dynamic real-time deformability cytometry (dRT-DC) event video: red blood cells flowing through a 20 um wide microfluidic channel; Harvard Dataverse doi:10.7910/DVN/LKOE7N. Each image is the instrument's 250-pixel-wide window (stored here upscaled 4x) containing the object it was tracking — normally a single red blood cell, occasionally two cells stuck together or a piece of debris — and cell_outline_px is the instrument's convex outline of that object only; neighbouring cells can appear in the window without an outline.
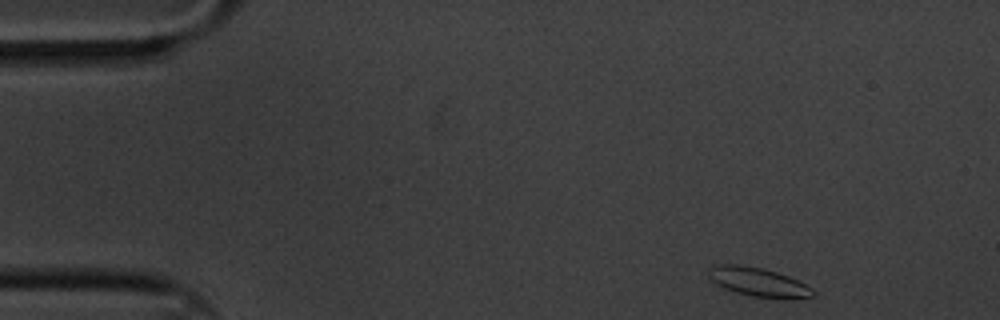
{"species": "common noctule bat (a hibernating species)", "species_latin": "Nyctalus noctula", "temperature_condition": "cold", "stored_images_in_passage": 4, "camera_frame_rate_fps": 3000, "um_per_image_px": 0.085, "animal": {"sex": "male", "body_mass_g": 20.1, "forearm_length_mm": 53.5}, "frame": {"image": 1, "passage_image": 1, "time_ms": 0.0, "image_size_px": [1000, 320], "cell_outline_px": [[816, 296], [752, 296], [736, 292], [724, 288], [716, 284], [708, 276], [708, 268], [720, 264], [736, 264], [760, 268], [776, 272], [788, 276], [812, 288], [816, 292]], "centroid_in_image_um": [64.37, 23.93], "position_along_channel_um": 20.6, "area_um2": 16.76}}
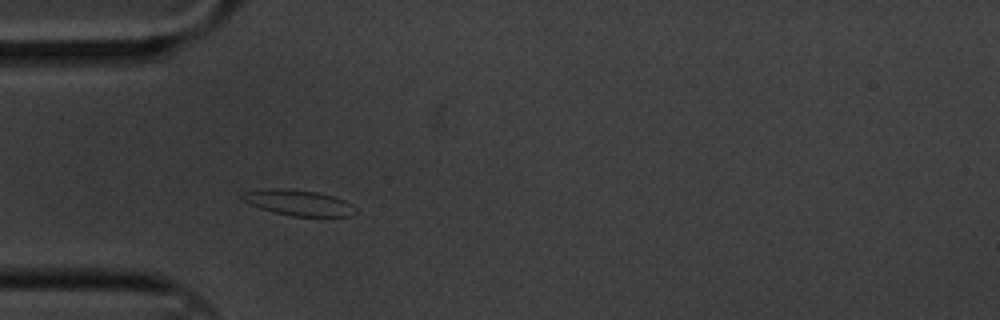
{"frame": {"image": 2, "passage_image": 4, "time_ms": 1.0, "image_size_px": [1000, 320], "cell_outline_px": [[356, 212], [352, 216], [292, 216], [260, 208], [248, 204], [240, 200], [240, 196], [244, 192], [268, 188], [280, 188], [316, 192], [336, 196], [352, 204]], "centroid_in_image_um": [25.35, 17.22], "position_along_channel_um": 59.6, "area_um2": 16.94}}